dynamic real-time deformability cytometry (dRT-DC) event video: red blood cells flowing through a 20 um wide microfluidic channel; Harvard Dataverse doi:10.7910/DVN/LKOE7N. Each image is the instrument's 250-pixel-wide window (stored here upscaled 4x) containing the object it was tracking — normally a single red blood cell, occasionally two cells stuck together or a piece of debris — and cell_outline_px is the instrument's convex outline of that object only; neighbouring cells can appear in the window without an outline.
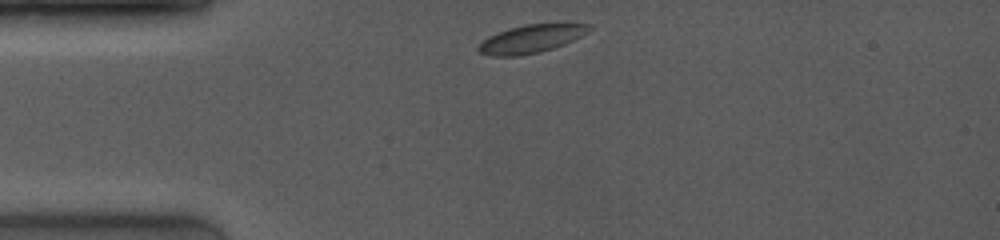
{"species": "common noctule bat (a hibernating species)", "species_latin": "Nyctalus noctula", "temperature_condition": "room temperature", "stored_images_in_passage": 64, "camera_frame_rate_fps": 4000, "um_per_image_px": 0.085, "animal": {"sex": "female", "body_mass_g": 19.0, "forearm_length_mm": 53.3}, "frame": {"image": 1, "passage_image": 1, "time_ms": 0.0, "image_size_px": [1000, 240], "cell_outline_px": [[592, 28], [588, 32], [564, 44], [540, 52], [516, 56], [492, 56], [480, 52], [476, 48], [488, 36], [496, 32], [508, 28], [524, 24], [592, 24]], "centroid_in_image_um": [45.12, 3.29], "position_along_channel_um": 39.9, "area_um2": 17.98}}
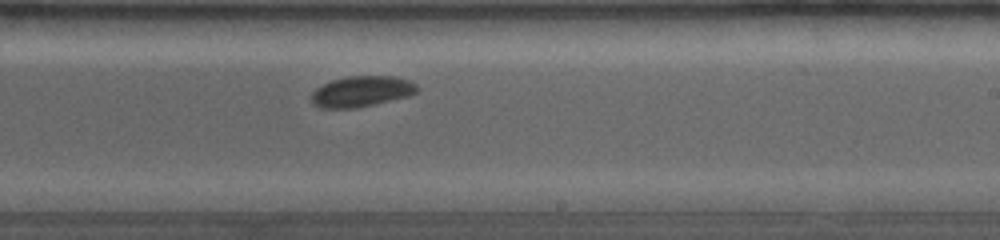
{"frame": {"image": 2, "passage_image": 37, "time_ms": 6.25, "image_size_px": [1000, 240], "cell_outline_px": [[420, 88], [416, 92], [408, 96], [376, 104], [356, 108], [320, 108], [312, 104], [312, 92], [316, 88], [332, 80], [348, 76], [392, 76], [408, 80], [416, 84]], "centroid_in_image_um": [30.73, 7.78], "position_along_channel_um": 258.3, "area_um2": 18.96}}
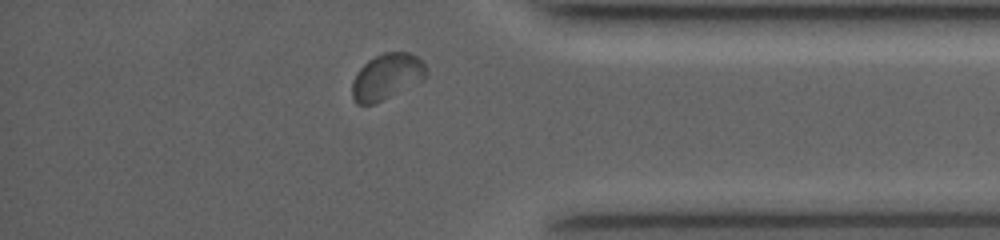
{"frame": {"image": 3, "passage_image": 58, "time_ms": 10.0, "image_size_px": [1000, 240], "cell_outline_px": [[428, 76], [424, 80], [416, 84], [372, 104], [356, 104], [352, 96], [352, 80], [360, 68], [368, 60], [384, 52], [412, 52], [428, 68]], "centroid_in_image_um": [32.9, 6.5], "position_along_channel_um": 402.3, "area_um2": 19.88}, "authors_computed_cell_mechanics": {"area_um2": 19.1029, "velocity_mm_per_s": 3.9539, "shape_relaxation_time_tau1_ms": 2.7908, "shape_relaxation_time_tau2_ms": null, "deformation_change_tau1": 0.0499, "deformation_change_tau2": null}}